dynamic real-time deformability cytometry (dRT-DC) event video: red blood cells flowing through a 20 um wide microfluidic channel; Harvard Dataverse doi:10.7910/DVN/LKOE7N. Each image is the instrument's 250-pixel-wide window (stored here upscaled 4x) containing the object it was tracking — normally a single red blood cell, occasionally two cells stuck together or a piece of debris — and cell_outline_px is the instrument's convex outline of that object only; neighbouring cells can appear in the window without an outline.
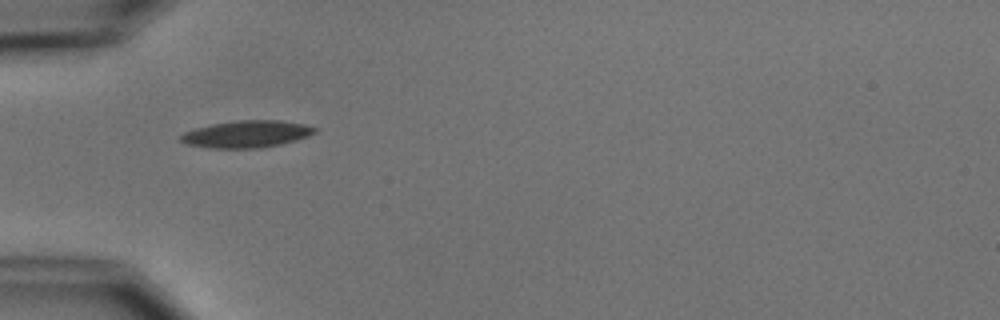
{"species": "common noctule bat (a hibernating species)", "species_latin": "Nyctalus noctula", "temperature_condition": "cold", "stored_images_in_passage": 5, "camera_frame_rate_fps": 3000, "um_per_image_px": 0.085, "animal": {"sex": "male", "body_mass_g": 15.6}, "frame": {"image": 1, "passage_image": 5, "time_ms": 4.667, "image_size_px": [1000, 320], "cell_outline_px": [[316, 132], [308, 136], [296, 140], [280, 144], [260, 148], [208, 148], [188, 144], [180, 140], [180, 136], [184, 132], [196, 128], [212, 124], [240, 120], [280, 120], [304, 124], [316, 128]], "centroid_in_image_um": [20.97, 11.4], "position_along_channel_um": 64.0, "area_um2": 20.98}}